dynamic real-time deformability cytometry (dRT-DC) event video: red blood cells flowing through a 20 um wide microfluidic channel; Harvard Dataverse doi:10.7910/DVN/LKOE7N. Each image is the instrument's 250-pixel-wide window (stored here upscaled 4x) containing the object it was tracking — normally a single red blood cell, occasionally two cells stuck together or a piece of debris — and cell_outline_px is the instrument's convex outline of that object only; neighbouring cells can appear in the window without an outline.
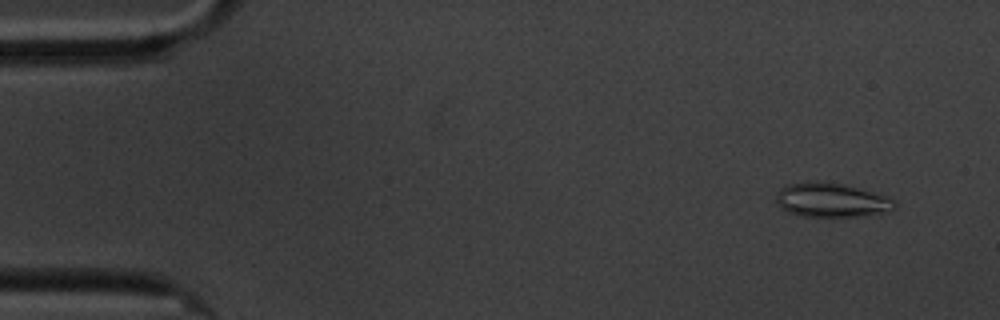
{"species": "common noctule bat (a hibernating species)", "species_latin": "Nyctalus noctula", "temperature_condition": "cold", "stored_images_in_passage": 51, "camera_frame_rate_fps": 3000, "um_per_image_px": 0.085, "animal": {"sex": "male", "body_mass_g": 20.1, "forearm_length_mm": 53.5}, "frame": {"image": 1, "passage_image": 4, "time_ms": 1.0, "image_size_px": [1000, 320], "cell_outline_px": [[896, 208], [864, 216], [804, 216], [788, 212], [780, 208], [776, 204], [776, 192], [784, 184], [804, 180], [816, 180], [844, 184], [888, 196], [896, 204]], "centroid_in_image_um": [70.58, 16.97], "position_along_channel_um": 14.4, "area_um2": 23.93}}
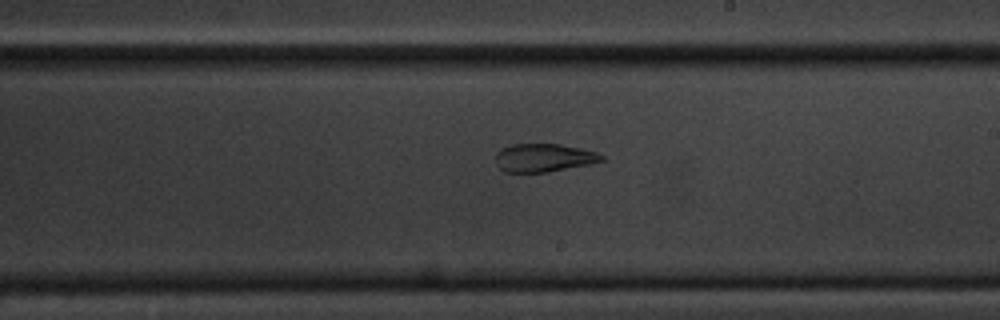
{"frame": {"image": 2, "passage_image": 29, "time_ms": 9.333, "image_size_px": [1000, 320], "cell_outline_px": [[604, 160], [592, 164], [548, 172], [504, 172], [496, 164], [496, 152], [512, 144], [560, 144], [580, 148], [596, 152], [604, 156]], "centroid_in_image_um": [46.24, 13.41], "position_along_channel_um": 242.8, "area_um2": 17.46}}
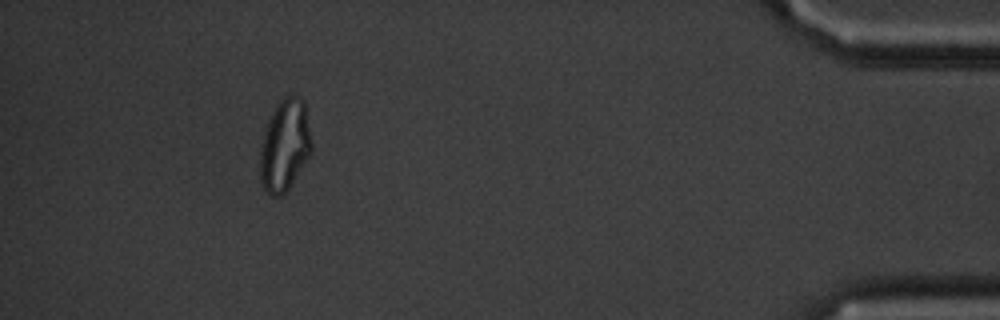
{"frame": {"image": 3, "passage_image": 49, "time_ms": 16.0, "image_size_px": [1000, 320], "cell_outline_px": [[312, 152], [288, 188], [280, 196], [272, 196], [264, 188], [260, 180], [260, 152], [264, 132], [268, 120], [276, 104], [284, 96], [292, 92], [300, 96], [304, 100], [312, 140]], "centroid_in_image_um": [24.22, 12.29], "position_along_channel_um": 411.0, "area_um2": 27.69}}